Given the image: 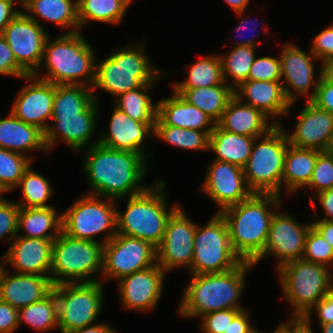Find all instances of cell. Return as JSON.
Returning <instances> with one entry per match:
<instances>
[{
  "mask_svg": "<svg viewBox=\"0 0 333 333\" xmlns=\"http://www.w3.org/2000/svg\"><path fill=\"white\" fill-rule=\"evenodd\" d=\"M321 333H333V322L320 324Z\"/></svg>",
  "mask_w": 333,
  "mask_h": 333,
  "instance_id": "63",
  "label": "cell"
},
{
  "mask_svg": "<svg viewBox=\"0 0 333 333\" xmlns=\"http://www.w3.org/2000/svg\"><path fill=\"white\" fill-rule=\"evenodd\" d=\"M245 309H224L207 313L201 317L203 333H224L232 320Z\"/></svg>",
  "mask_w": 333,
  "mask_h": 333,
  "instance_id": "47",
  "label": "cell"
},
{
  "mask_svg": "<svg viewBox=\"0 0 333 333\" xmlns=\"http://www.w3.org/2000/svg\"><path fill=\"white\" fill-rule=\"evenodd\" d=\"M302 258L328 268L333 265V248L313 226L306 235Z\"/></svg>",
  "mask_w": 333,
  "mask_h": 333,
  "instance_id": "43",
  "label": "cell"
},
{
  "mask_svg": "<svg viewBox=\"0 0 333 333\" xmlns=\"http://www.w3.org/2000/svg\"><path fill=\"white\" fill-rule=\"evenodd\" d=\"M108 132H101L98 144L113 150L132 151L148 158L144 140L154 135L155 124H147L133 120L114 106ZM151 135V136H150Z\"/></svg>",
  "mask_w": 333,
  "mask_h": 333,
  "instance_id": "24",
  "label": "cell"
},
{
  "mask_svg": "<svg viewBox=\"0 0 333 333\" xmlns=\"http://www.w3.org/2000/svg\"><path fill=\"white\" fill-rule=\"evenodd\" d=\"M157 263V250L150 242L116 234L103 247V270L100 281L119 280ZM111 278V279H110Z\"/></svg>",
  "mask_w": 333,
  "mask_h": 333,
  "instance_id": "14",
  "label": "cell"
},
{
  "mask_svg": "<svg viewBox=\"0 0 333 333\" xmlns=\"http://www.w3.org/2000/svg\"><path fill=\"white\" fill-rule=\"evenodd\" d=\"M144 45H128L124 49L111 52L101 62H96L95 80L91 87L93 97L96 89L104 90L116 99L123 93L154 83L162 75L146 56Z\"/></svg>",
  "mask_w": 333,
  "mask_h": 333,
  "instance_id": "7",
  "label": "cell"
},
{
  "mask_svg": "<svg viewBox=\"0 0 333 333\" xmlns=\"http://www.w3.org/2000/svg\"><path fill=\"white\" fill-rule=\"evenodd\" d=\"M157 117L168 126L196 131H213L216 122L173 91L172 96L157 102Z\"/></svg>",
  "mask_w": 333,
  "mask_h": 333,
  "instance_id": "28",
  "label": "cell"
},
{
  "mask_svg": "<svg viewBox=\"0 0 333 333\" xmlns=\"http://www.w3.org/2000/svg\"><path fill=\"white\" fill-rule=\"evenodd\" d=\"M294 127L292 133L285 130L289 144L321 152L330 150L333 143V113L306 101Z\"/></svg>",
  "mask_w": 333,
  "mask_h": 333,
  "instance_id": "21",
  "label": "cell"
},
{
  "mask_svg": "<svg viewBox=\"0 0 333 333\" xmlns=\"http://www.w3.org/2000/svg\"><path fill=\"white\" fill-rule=\"evenodd\" d=\"M19 209L16 201L5 199L0 194V241L6 238L11 242L17 236Z\"/></svg>",
  "mask_w": 333,
  "mask_h": 333,
  "instance_id": "45",
  "label": "cell"
},
{
  "mask_svg": "<svg viewBox=\"0 0 333 333\" xmlns=\"http://www.w3.org/2000/svg\"><path fill=\"white\" fill-rule=\"evenodd\" d=\"M24 79L30 84L23 86L18 92L10 112L18 119L45 132L52 119L55 84L33 75Z\"/></svg>",
  "mask_w": 333,
  "mask_h": 333,
  "instance_id": "20",
  "label": "cell"
},
{
  "mask_svg": "<svg viewBox=\"0 0 333 333\" xmlns=\"http://www.w3.org/2000/svg\"><path fill=\"white\" fill-rule=\"evenodd\" d=\"M98 109L91 87L55 85L52 119L44 132L48 152L60 140L75 152L98 144V139L89 143L96 131Z\"/></svg>",
  "mask_w": 333,
  "mask_h": 333,
  "instance_id": "1",
  "label": "cell"
},
{
  "mask_svg": "<svg viewBox=\"0 0 333 333\" xmlns=\"http://www.w3.org/2000/svg\"><path fill=\"white\" fill-rule=\"evenodd\" d=\"M255 137L225 131L217 124L210 134L209 151L216 153L213 160L244 167L252 152Z\"/></svg>",
  "mask_w": 333,
  "mask_h": 333,
  "instance_id": "34",
  "label": "cell"
},
{
  "mask_svg": "<svg viewBox=\"0 0 333 333\" xmlns=\"http://www.w3.org/2000/svg\"><path fill=\"white\" fill-rule=\"evenodd\" d=\"M241 262L232 248L226 221L220 213L216 212L204 226L197 224L191 275L225 272Z\"/></svg>",
  "mask_w": 333,
  "mask_h": 333,
  "instance_id": "13",
  "label": "cell"
},
{
  "mask_svg": "<svg viewBox=\"0 0 333 333\" xmlns=\"http://www.w3.org/2000/svg\"><path fill=\"white\" fill-rule=\"evenodd\" d=\"M129 4H131V2H133V0H126Z\"/></svg>",
  "mask_w": 333,
  "mask_h": 333,
  "instance_id": "67",
  "label": "cell"
},
{
  "mask_svg": "<svg viewBox=\"0 0 333 333\" xmlns=\"http://www.w3.org/2000/svg\"><path fill=\"white\" fill-rule=\"evenodd\" d=\"M17 188H21L23 193V201L16 202L19 207L36 208V207H52L47 201L52 197L54 191L49 179L34 171L30 166L20 179Z\"/></svg>",
  "mask_w": 333,
  "mask_h": 333,
  "instance_id": "41",
  "label": "cell"
},
{
  "mask_svg": "<svg viewBox=\"0 0 333 333\" xmlns=\"http://www.w3.org/2000/svg\"><path fill=\"white\" fill-rule=\"evenodd\" d=\"M234 95L266 116L288 115L293 106L285 96L281 81L248 80L234 89Z\"/></svg>",
  "mask_w": 333,
  "mask_h": 333,
  "instance_id": "26",
  "label": "cell"
},
{
  "mask_svg": "<svg viewBox=\"0 0 333 333\" xmlns=\"http://www.w3.org/2000/svg\"><path fill=\"white\" fill-rule=\"evenodd\" d=\"M315 200L324 209L325 217L321 220L333 221V188L316 194Z\"/></svg>",
  "mask_w": 333,
  "mask_h": 333,
  "instance_id": "56",
  "label": "cell"
},
{
  "mask_svg": "<svg viewBox=\"0 0 333 333\" xmlns=\"http://www.w3.org/2000/svg\"><path fill=\"white\" fill-rule=\"evenodd\" d=\"M154 83L143 84L141 87L121 94L115 100V106L133 120L155 124L157 118V103L155 105L148 92L152 90Z\"/></svg>",
  "mask_w": 333,
  "mask_h": 333,
  "instance_id": "35",
  "label": "cell"
},
{
  "mask_svg": "<svg viewBox=\"0 0 333 333\" xmlns=\"http://www.w3.org/2000/svg\"><path fill=\"white\" fill-rule=\"evenodd\" d=\"M115 329L106 323H96L93 325L85 326L81 329L74 330L70 333H116Z\"/></svg>",
  "mask_w": 333,
  "mask_h": 333,
  "instance_id": "58",
  "label": "cell"
},
{
  "mask_svg": "<svg viewBox=\"0 0 333 333\" xmlns=\"http://www.w3.org/2000/svg\"><path fill=\"white\" fill-rule=\"evenodd\" d=\"M129 6L126 0H77L80 30L89 21L110 24L121 22Z\"/></svg>",
  "mask_w": 333,
  "mask_h": 333,
  "instance_id": "36",
  "label": "cell"
},
{
  "mask_svg": "<svg viewBox=\"0 0 333 333\" xmlns=\"http://www.w3.org/2000/svg\"><path fill=\"white\" fill-rule=\"evenodd\" d=\"M232 84L225 81L219 85L197 88H173L189 104L196 106L216 123L221 119L228 102L234 96Z\"/></svg>",
  "mask_w": 333,
  "mask_h": 333,
  "instance_id": "33",
  "label": "cell"
},
{
  "mask_svg": "<svg viewBox=\"0 0 333 333\" xmlns=\"http://www.w3.org/2000/svg\"><path fill=\"white\" fill-rule=\"evenodd\" d=\"M0 74L24 79L28 74L17 64L12 50L0 34Z\"/></svg>",
  "mask_w": 333,
  "mask_h": 333,
  "instance_id": "49",
  "label": "cell"
},
{
  "mask_svg": "<svg viewBox=\"0 0 333 333\" xmlns=\"http://www.w3.org/2000/svg\"><path fill=\"white\" fill-rule=\"evenodd\" d=\"M282 127L281 123L264 136L255 138L250 157L243 167L246 183L253 193L281 196L284 158L289 144Z\"/></svg>",
  "mask_w": 333,
  "mask_h": 333,
  "instance_id": "9",
  "label": "cell"
},
{
  "mask_svg": "<svg viewBox=\"0 0 333 333\" xmlns=\"http://www.w3.org/2000/svg\"><path fill=\"white\" fill-rule=\"evenodd\" d=\"M40 67L46 68V73L42 76ZM95 71L96 57L93 48L81 32H65L55 40L50 39V35L47 37L41 65L33 76L55 85L92 87Z\"/></svg>",
  "mask_w": 333,
  "mask_h": 333,
  "instance_id": "5",
  "label": "cell"
},
{
  "mask_svg": "<svg viewBox=\"0 0 333 333\" xmlns=\"http://www.w3.org/2000/svg\"><path fill=\"white\" fill-rule=\"evenodd\" d=\"M273 333H292V317L288 322L285 321L279 324Z\"/></svg>",
  "mask_w": 333,
  "mask_h": 333,
  "instance_id": "62",
  "label": "cell"
},
{
  "mask_svg": "<svg viewBox=\"0 0 333 333\" xmlns=\"http://www.w3.org/2000/svg\"><path fill=\"white\" fill-rule=\"evenodd\" d=\"M212 131H196L188 128L165 125L158 117L154 126V137L181 149L209 151Z\"/></svg>",
  "mask_w": 333,
  "mask_h": 333,
  "instance_id": "38",
  "label": "cell"
},
{
  "mask_svg": "<svg viewBox=\"0 0 333 333\" xmlns=\"http://www.w3.org/2000/svg\"><path fill=\"white\" fill-rule=\"evenodd\" d=\"M101 242L75 239L65 233L54 240L50 280L53 286L62 283L100 282L93 278L103 270Z\"/></svg>",
  "mask_w": 333,
  "mask_h": 333,
  "instance_id": "8",
  "label": "cell"
},
{
  "mask_svg": "<svg viewBox=\"0 0 333 333\" xmlns=\"http://www.w3.org/2000/svg\"><path fill=\"white\" fill-rule=\"evenodd\" d=\"M86 152L83 170L91 190L86 194L105 197L119 202L145 191L142 185L147 176V158L132 151L113 150L100 144L92 145Z\"/></svg>",
  "mask_w": 333,
  "mask_h": 333,
  "instance_id": "2",
  "label": "cell"
},
{
  "mask_svg": "<svg viewBox=\"0 0 333 333\" xmlns=\"http://www.w3.org/2000/svg\"><path fill=\"white\" fill-rule=\"evenodd\" d=\"M255 46H237L227 54H219L223 79L227 83L233 79V89L248 81V75L255 59Z\"/></svg>",
  "mask_w": 333,
  "mask_h": 333,
  "instance_id": "40",
  "label": "cell"
},
{
  "mask_svg": "<svg viewBox=\"0 0 333 333\" xmlns=\"http://www.w3.org/2000/svg\"><path fill=\"white\" fill-rule=\"evenodd\" d=\"M18 327V309L0 300V332L13 333Z\"/></svg>",
  "mask_w": 333,
  "mask_h": 333,
  "instance_id": "52",
  "label": "cell"
},
{
  "mask_svg": "<svg viewBox=\"0 0 333 333\" xmlns=\"http://www.w3.org/2000/svg\"><path fill=\"white\" fill-rule=\"evenodd\" d=\"M244 12L245 11L236 13L237 15H240V17H239L240 21H238L239 25L235 27V31L238 32V36L241 35V32L239 33L240 30H242V31L245 30L246 31V29H248V30H251L252 32H254V31L256 32V29H257L256 27H257L258 24L255 23L256 21H254V19H251V18L248 19L245 16L243 17ZM248 22H249V24H256V26L250 25L249 26L250 28H245V27H247L246 23H248ZM259 34H260V32H258L257 34L251 35V37H249V38H245V39L243 38L244 40L238 41L237 46H256V45H258V43L260 44V42H257L255 40V39H257L256 36L259 35ZM233 39L235 40V38H233Z\"/></svg>",
  "mask_w": 333,
  "mask_h": 333,
  "instance_id": "53",
  "label": "cell"
},
{
  "mask_svg": "<svg viewBox=\"0 0 333 333\" xmlns=\"http://www.w3.org/2000/svg\"><path fill=\"white\" fill-rule=\"evenodd\" d=\"M235 13L245 11L250 0H224Z\"/></svg>",
  "mask_w": 333,
  "mask_h": 333,
  "instance_id": "60",
  "label": "cell"
},
{
  "mask_svg": "<svg viewBox=\"0 0 333 333\" xmlns=\"http://www.w3.org/2000/svg\"><path fill=\"white\" fill-rule=\"evenodd\" d=\"M310 102L319 109L333 113V82L328 81L322 75L318 83L316 94Z\"/></svg>",
  "mask_w": 333,
  "mask_h": 333,
  "instance_id": "51",
  "label": "cell"
},
{
  "mask_svg": "<svg viewBox=\"0 0 333 333\" xmlns=\"http://www.w3.org/2000/svg\"><path fill=\"white\" fill-rule=\"evenodd\" d=\"M248 80L281 81L280 57H255Z\"/></svg>",
  "mask_w": 333,
  "mask_h": 333,
  "instance_id": "46",
  "label": "cell"
},
{
  "mask_svg": "<svg viewBox=\"0 0 333 333\" xmlns=\"http://www.w3.org/2000/svg\"><path fill=\"white\" fill-rule=\"evenodd\" d=\"M102 198L84 194L77 199L62 212V232L75 239L101 242L103 245L109 242L117 234V201ZM100 232H105L102 241L94 237Z\"/></svg>",
  "mask_w": 333,
  "mask_h": 333,
  "instance_id": "11",
  "label": "cell"
},
{
  "mask_svg": "<svg viewBox=\"0 0 333 333\" xmlns=\"http://www.w3.org/2000/svg\"><path fill=\"white\" fill-rule=\"evenodd\" d=\"M310 51L324 63L333 58V24L313 37Z\"/></svg>",
  "mask_w": 333,
  "mask_h": 333,
  "instance_id": "48",
  "label": "cell"
},
{
  "mask_svg": "<svg viewBox=\"0 0 333 333\" xmlns=\"http://www.w3.org/2000/svg\"><path fill=\"white\" fill-rule=\"evenodd\" d=\"M280 209L276 210L271 219L267 243L263 252L252 262L254 266L261 258L272 254L278 260L277 269L303 257L306 235L312 223L300 224L296 216L288 212L280 213Z\"/></svg>",
  "mask_w": 333,
  "mask_h": 333,
  "instance_id": "17",
  "label": "cell"
},
{
  "mask_svg": "<svg viewBox=\"0 0 333 333\" xmlns=\"http://www.w3.org/2000/svg\"><path fill=\"white\" fill-rule=\"evenodd\" d=\"M21 5L28 11L23 12L39 25L37 17L55 23L62 32L70 27L67 34L80 31L77 0H21Z\"/></svg>",
  "mask_w": 333,
  "mask_h": 333,
  "instance_id": "30",
  "label": "cell"
},
{
  "mask_svg": "<svg viewBox=\"0 0 333 333\" xmlns=\"http://www.w3.org/2000/svg\"><path fill=\"white\" fill-rule=\"evenodd\" d=\"M1 259L9 263L15 273L35 274L50 278L54 240L16 236Z\"/></svg>",
  "mask_w": 333,
  "mask_h": 333,
  "instance_id": "23",
  "label": "cell"
},
{
  "mask_svg": "<svg viewBox=\"0 0 333 333\" xmlns=\"http://www.w3.org/2000/svg\"><path fill=\"white\" fill-rule=\"evenodd\" d=\"M281 205L278 195L253 193L219 212L226 221L232 248L242 261L252 263L263 252L271 219Z\"/></svg>",
  "mask_w": 333,
  "mask_h": 333,
  "instance_id": "3",
  "label": "cell"
},
{
  "mask_svg": "<svg viewBox=\"0 0 333 333\" xmlns=\"http://www.w3.org/2000/svg\"><path fill=\"white\" fill-rule=\"evenodd\" d=\"M317 315L319 324L333 322V290L321 298L302 318L311 325L313 312Z\"/></svg>",
  "mask_w": 333,
  "mask_h": 333,
  "instance_id": "50",
  "label": "cell"
},
{
  "mask_svg": "<svg viewBox=\"0 0 333 333\" xmlns=\"http://www.w3.org/2000/svg\"><path fill=\"white\" fill-rule=\"evenodd\" d=\"M0 147L20 154L32 150L48 152L44 132L18 119L11 112L6 118L0 119Z\"/></svg>",
  "mask_w": 333,
  "mask_h": 333,
  "instance_id": "29",
  "label": "cell"
},
{
  "mask_svg": "<svg viewBox=\"0 0 333 333\" xmlns=\"http://www.w3.org/2000/svg\"><path fill=\"white\" fill-rule=\"evenodd\" d=\"M32 156L6 150L0 147V194L13 191L24 172L31 166Z\"/></svg>",
  "mask_w": 333,
  "mask_h": 333,
  "instance_id": "42",
  "label": "cell"
},
{
  "mask_svg": "<svg viewBox=\"0 0 333 333\" xmlns=\"http://www.w3.org/2000/svg\"><path fill=\"white\" fill-rule=\"evenodd\" d=\"M312 226L333 248V221L316 220L312 223Z\"/></svg>",
  "mask_w": 333,
  "mask_h": 333,
  "instance_id": "57",
  "label": "cell"
},
{
  "mask_svg": "<svg viewBox=\"0 0 333 333\" xmlns=\"http://www.w3.org/2000/svg\"><path fill=\"white\" fill-rule=\"evenodd\" d=\"M247 333H263V332H260V330L258 331L257 328L255 329L254 327L248 331Z\"/></svg>",
  "mask_w": 333,
  "mask_h": 333,
  "instance_id": "64",
  "label": "cell"
},
{
  "mask_svg": "<svg viewBox=\"0 0 333 333\" xmlns=\"http://www.w3.org/2000/svg\"><path fill=\"white\" fill-rule=\"evenodd\" d=\"M165 271L155 265L119 279L122 306L133 311L153 310L163 293Z\"/></svg>",
  "mask_w": 333,
  "mask_h": 333,
  "instance_id": "22",
  "label": "cell"
},
{
  "mask_svg": "<svg viewBox=\"0 0 333 333\" xmlns=\"http://www.w3.org/2000/svg\"><path fill=\"white\" fill-rule=\"evenodd\" d=\"M253 266L251 262L243 261L225 272L191 275L178 307L179 315L183 318L202 317L213 311L244 309L239 299L245 287V274Z\"/></svg>",
  "mask_w": 333,
  "mask_h": 333,
  "instance_id": "4",
  "label": "cell"
},
{
  "mask_svg": "<svg viewBox=\"0 0 333 333\" xmlns=\"http://www.w3.org/2000/svg\"><path fill=\"white\" fill-rule=\"evenodd\" d=\"M185 81L175 82L172 88H197L219 85L224 82L219 54L206 55L188 67Z\"/></svg>",
  "mask_w": 333,
  "mask_h": 333,
  "instance_id": "39",
  "label": "cell"
},
{
  "mask_svg": "<svg viewBox=\"0 0 333 333\" xmlns=\"http://www.w3.org/2000/svg\"><path fill=\"white\" fill-rule=\"evenodd\" d=\"M8 273L4 267L0 275V300L16 309L41 301L52 291L53 284L47 276Z\"/></svg>",
  "mask_w": 333,
  "mask_h": 333,
  "instance_id": "25",
  "label": "cell"
},
{
  "mask_svg": "<svg viewBox=\"0 0 333 333\" xmlns=\"http://www.w3.org/2000/svg\"><path fill=\"white\" fill-rule=\"evenodd\" d=\"M279 57L281 61V83L288 101L294 105L298 95H305L306 98L308 96L307 101H311L316 94L322 76L321 64L318 78L317 80L314 79V61L319 59L311 51L307 54L293 43H285ZM311 89L313 90L312 93L310 92Z\"/></svg>",
  "mask_w": 333,
  "mask_h": 333,
  "instance_id": "18",
  "label": "cell"
},
{
  "mask_svg": "<svg viewBox=\"0 0 333 333\" xmlns=\"http://www.w3.org/2000/svg\"><path fill=\"white\" fill-rule=\"evenodd\" d=\"M271 122L262 111L247 105L234 95L216 124L225 131L258 138L282 123L280 119Z\"/></svg>",
  "mask_w": 333,
  "mask_h": 333,
  "instance_id": "27",
  "label": "cell"
},
{
  "mask_svg": "<svg viewBox=\"0 0 333 333\" xmlns=\"http://www.w3.org/2000/svg\"><path fill=\"white\" fill-rule=\"evenodd\" d=\"M322 75L328 80L333 82V58L326 60L322 63Z\"/></svg>",
  "mask_w": 333,
  "mask_h": 333,
  "instance_id": "61",
  "label": "cell"
},
{
  "mask_svg": "<svg viewBox=\"0 0 333 333\" xmlns=\"http://www.w3.org/2000/svg\"><path fill=\"white\" fill-rule=\"evenodd\" d=\"M308 190H316V194L333 188V154L330 151L321 152L315 164Z\"/></svg>",
  "mask_w": 333,
  "mask_h": 333,
  "instance_id": "44",
  "label": "cell"
},
{
  "mask_svg": "<svg viewBox=\"0 0 333 333\" xmlns=\"http://www.w3.org/2000/svg\"><path fill=\"white\" fill-rule=\"evenodd\" d=\"M16 1L21 5V0H0V34L3 33L4 28L21 11V9H14Z\"/></svg>",
  "mask_w": 333,
  "mask_h": 333,
  "instance_id": "54",
  "label": "cell"
},
{
  "mask_svg": "<svg viewBox=\"0 0 333 333\" xmlns=\"http://www.w3.org/2000/svg\"><path fill=\"white\" fill-rule=\"evenodd\" d=\"M165 185L156 180L142 193L128 197L125 212H116L118 234L148 241L156 248L161 244L166 223L180 206L167 208Z\"/></svg>",
  "mask_w": 333,
  "mask_h": 333,
  "instance_id": "6",
  "label": "cell"
},
{
  "mask_svg": "<svg viewBox=\"0 0 333 333\" xmlns=\"http://www.w3.org/2000/svg\"><path fill=\"white\" fill-rule=\"evenodd\" d=\"M248 310H242L229 324L224 333H247L253 326L250 323Z\"/></svg>",
  "mask_w": 333,
  "mask_h": 333,
  "instance_id": "55",
  "label": "cell"
},
{
  "mask_svg": "<svg viewBox=\"0 0 333 333\" xmlns=\"http://www.w3.org/2000/svg\"><path fill=\"white\" fill-rule=\"evenodd\" d=\"M4 266H5V264L0 263V275H1L2 270L4 269Z\"/></svg>",
  "mask_w": 333,
  "mask_h": 333,
  "instance_id": "65",
  "label": "cell"
},
{
  "mask_svg": "<svg viewBox=\"0 0 333 333\" xmlns=\"http://www.w3.org/2000/svg\"><path fill=\"white\" fill-rule=\"evenodd\" d=\"M57 299L52 290L41 301L18 309V324L26 323L38 332L52 331L58 326Z\"/></svg>",
  "mask_w": 333,
  "mask_h": 333,
  "instance_id": "37",
  "label": "cell"
},
{
  "mask_svg": "<svg viewBox=\"0 0 333 333\" xmlns=\"http://www.w3.org/2000/svg\"><path fill=\"white\" fill-rule=\"evenodd\" d=\"M196 228L182 206L169 217L162 242L156 248L157 264L166 274L178 267L189 268L191 274Z\"/></svg>",
  "mask_w": 333,
  "mask_h": 333,
  "instance_id": "15",
  "label": "cell"
},
{
  "mask_svg": "<svg viewBox=\"0 0 333 333\" xmlns=\"http://www.w3.org/2000/svg\"><path fill=\"white\" fill-rule=\"evenodd\" d=\"M329 269L301 258L276 270L285 300L294 310L291 317H303L333 290V271Z\"/></svg>",
  "mask_w": 333,
  "mask_h": 333,
  "instance_id": "10",
  "label": "cell"
},
{
  "mask_svg": "<svg viewBox=\"0 0 333 333\" xmlns=\"http://www.w3.org/2000/svg\"><path fill=\"white\" fill-rule=\"evenodd\" d=\"M329 151L333 154V143H332L331 148H330Z\"/></svg>",
  "mask_w": 333,
  "mask_h": 333,
  "instance_id": "66",
  "label": "cell"
},
{
  "mask_svg": "<svg viewBox=\"0 0 333 333\" xmlns=\"http://www.w3.org/2000/svg\"><path fill=\"white\" fill-rule=\"evenodd\" d=\"M57 211L53 206L20 207L17 236L55 240L62 232V213Z\"/></svg>",
  "mask_w": 333,
  "mask_h": 333,
  "instance_id": "32",
  "label": "cell"
},
{
  "mask_svg": "<svg viewBox=\"0 0 333 333\" xmlns=\"http://www.w3.org/2000/svg\"><path fill=\"white\" fill-rule=\"evenodd\" d=\"M321 151L299 148L288 144L284 158L282 175L283 188L289 195L295 191L306 189L313 175V170Z\"/></svg>",
  "mask_w": 333,
  "mask_h": 333,
  "instance_id": "31",
  "label": "cell"
},
{
  "mask_svg": "<svg viewBox=\"0 0 333 333\" xmlns=\"http://www.w3.org/2000/svg\"><path fill=\"white\" fill-rule=\"evenodd\" d=\"M204 194L219 205L217 213L249 198V189L243 168L228 162L213 160L202 185Z\"/></svg>",
  "mask_w": 333,
  "mask_h": 333,
  "instance_id": "19",
  "label": "cell"
},
{
  "mask_svg": "<svg viewBox=\"0 0 333 333\" xmlns=\"http://www.w3.org/2000/svg\"><path fill=\"white\" fill-rule=\"evenodd\" d=\"M2 35L17 64L28 75H33L41 65L49 33L21 10L4 28Z\"/></svg>",
  "mask_w": 333,
  "mask_h": 333,
  "instance_id": "16",
  "label": "cell"
},
{
  "mask_svg": "<svg viewBox=\"0 0 333 333\" xmlns=\"http://www.w3.org/2000/svg\"><path fill=\"white\" fill-rule=\"evenodd\" d=\"M292 333H314L302 317H292Z\"/></svg>",
  "mask_w": 333,
  "mask_h": 333,
  "instance_id": "59",
  "label": "cell"
},
{
  "mask_svg": "<svg viewBox=\"0 0 333 333\" xmlns=\"http://www.w3.org/2000/svg\"><path fill=\"white\" fill-rule=\"evenodd\" d=\"M104 283H62L53 286L57 299L58 326L70 333L96 321L104 305Z\"/></svg>",
  "mask_w": 333,
  "mask_h": 333,
  "instance_id": "12",
  "label": "cell"
}]
</instances>
